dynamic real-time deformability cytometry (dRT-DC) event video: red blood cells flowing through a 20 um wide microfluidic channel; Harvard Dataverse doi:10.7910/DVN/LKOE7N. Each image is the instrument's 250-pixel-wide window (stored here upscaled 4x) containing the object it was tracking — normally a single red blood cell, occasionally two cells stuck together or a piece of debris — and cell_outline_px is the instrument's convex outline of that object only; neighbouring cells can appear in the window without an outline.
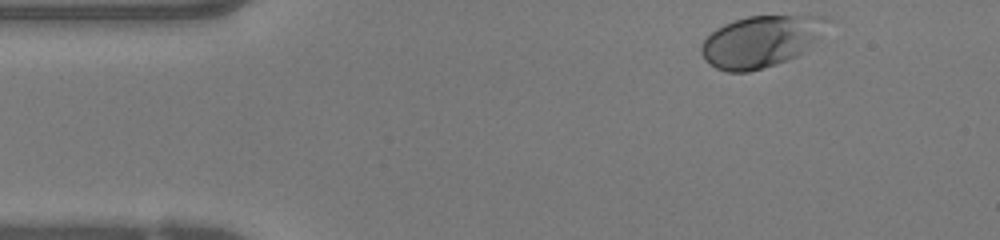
{"species": "human", "species_latin": "Homo sapiens", "temperature_condition": "warm", "stored_images_in_passage": 44, "camera_frame_rate_fps": 3000, "um_per_image_px": 0.085, "donor": {"sex": "female"}, "frame": {"image": 1, "passage_image": 1, "time_ms": 0.0, "image_size_px": [1000, 240], "cell_outline_px": [[828, 16], [816, 40], [796, 56], [776, 64], [748, 72], [728, 72], [716, 68], [704, 60], [700, 52], [700, 44], [716, 28], [724, 24], [748, 16]], "centroid_in_image_um": [64.57, 3.53], "position_along_channel_um": 20.4, "area_um2": 37.05}}
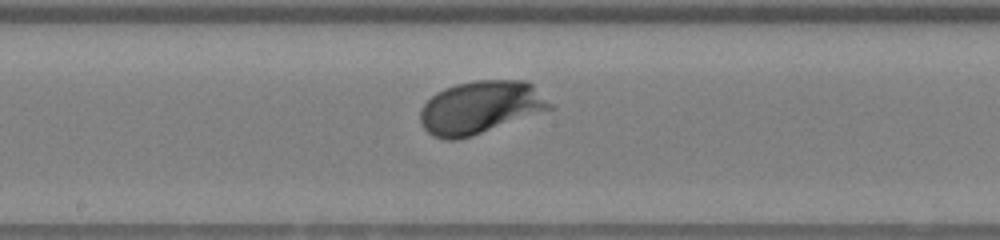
{"frame": {"image": 2, "passage_image": 20, "time_ms": 6.333, "image_size_px": [1000, 240], "cell_outline_px": [[556, 108], [472, 136], [456, 140], [444, 140], [432, 136], [420, 124], [420, 108], [436, 92], [444, 88], [456, 84], [476, 80], [528, 80]], "centroid_in_image_um": [40.84, 9.13], "position_along_channel_um": 207.4, "area_um2": 40.23}}
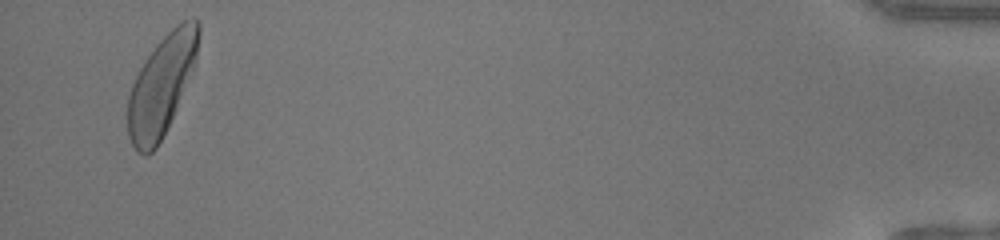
{"frame": {"image": 3, "passage_image": 42, "time_ms": 13.667, "image_size_px": [1000, 240], "cell_outline_px": [[200, 32], [196, 60], [172, 116], [156, 148], [152, 152], [144, 156], [136, 152], [128, 136], [128, 96], [132, 84], [144, 60], [156, 44], [176, 24], [192, 16], [200, 24]], "centroid_in_image_um": [13.71, 7.23], "position_along_channel_um": 421.5, "area_um2": 40.58}, "authors_computed_cell_mechanics": {"area_um2": 37.0787, "velocity_mm_per_s": 4.1475, "shape_relaxation_time_tau1_ms": 1.4152, "shape_relaxation_time_tau2_ms": null, "deformation_change_tau1": 0.124, "deformation_change_tau2": null}}